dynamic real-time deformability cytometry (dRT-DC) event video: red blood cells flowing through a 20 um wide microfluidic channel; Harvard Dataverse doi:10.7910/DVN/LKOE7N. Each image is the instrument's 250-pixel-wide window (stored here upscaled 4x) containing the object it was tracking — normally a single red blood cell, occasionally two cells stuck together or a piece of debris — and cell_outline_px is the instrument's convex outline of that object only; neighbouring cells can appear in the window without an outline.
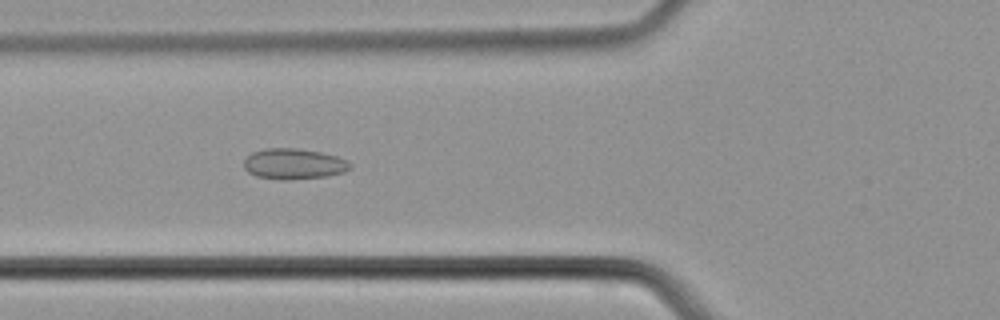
{"species": "common noctule bat (a hibernating species)", "species_latin": "Nyctalus noctula", "temperature_condition": "cold", "stored_images_in_passage": 35, "camera_frame_rate_fps": 3000, "um_per_image_px": 0.085, "animal": {"sex": "male", "body_mass_g": 21.5, "forearm_length_mm": 52.0}, "frame": {"image": 1, "passage_image": 4, "time_ms": 1.0, "image_size_px": [1000, 320], "cell_outline_px": [[352, 164], [344, 172], [328, 176], [288, 180], [280, 180], [256, 176], [248, 172], [244, 168], [244, 160], [252, 152], [264, 148], [296, 148], [320, 152], [336, 156], [348, 160]], "centroid_in_image_um": [24.96, 13.93], "position_along_channel_um": 100.8, "area_um2": 19.07}}
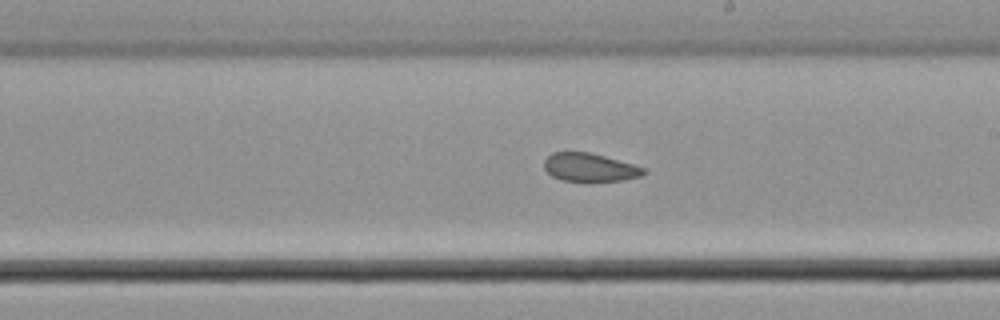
{"frame": {"image": 2, "passage_image": 14, "time_ms": 4.333, "image_size_px": [1000, 320], "cell_outline_px": [[648, 172], [640, 176], [620, 180], [560, 180], [552, 176], [544, 168], [544, 160], [552, 152], [588, 152], [604, 156], [632, 164], [644, 168]], "centroid_in_image_um": [50.1, 14.21], "position_along_channel_um": 238.9, "area_um2": 16.01}}
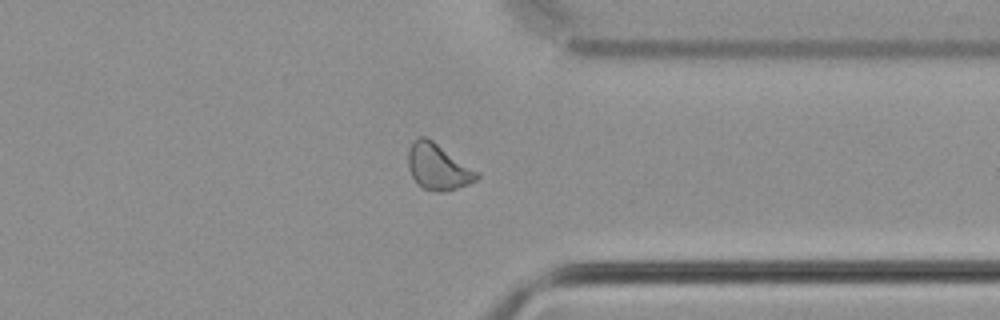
{"frame": {"image": 3, "passage_image": 24, "time_ms": 7.667, "image_size_px": [1000, 320], "cell_outline_px": [[480, 176], [476, 180], [468, 184], [444, 192], [440, 192], [424, 188], [416, 184], [412, 176], [408, 164], [408, 148], [420, 136], [424, 136], [432, 140], [480, 172]], "centroid_in_image_um": [37.25, 14.19], "position_along_channel_um": 374.2, "area_um2": 18.32}}